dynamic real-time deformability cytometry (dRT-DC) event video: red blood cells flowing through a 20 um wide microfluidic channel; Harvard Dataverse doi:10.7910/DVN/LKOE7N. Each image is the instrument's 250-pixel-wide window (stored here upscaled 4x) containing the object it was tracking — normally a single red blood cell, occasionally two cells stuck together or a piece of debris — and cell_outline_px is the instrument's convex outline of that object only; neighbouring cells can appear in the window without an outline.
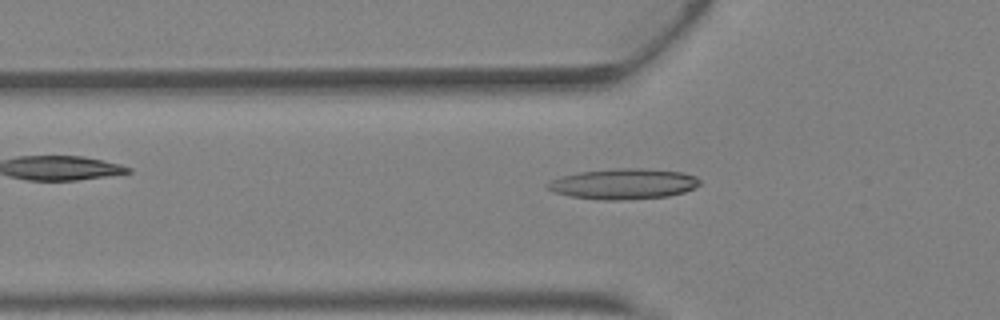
{"species": "Egyptian fruit bat (a non-hibernating species)", "species_latin": "Rousettus aegyptiacus", "temperature_condition": "warm", "stored_images_in_passage": 41, "camera_frame_rate_fps": 3000, "um_per_image_px": 0.085, "animal": {"sex": "female"}, "frame": {"image": 1, "passage_image": 14, "time_ms": 4.333, "image_size_px": [1000, 320], "cell_outline_px": [[700, 184], [684, 192], [668, 196], [620, 200], [600, 200], [572, 196], [552, 192], [544, 184], [552, 180], [564, 176], [580, 172], [616, 168], [640, 168], [680, 172], [696, 176], [700, 180]], "centroid_in_image_um": [52.99, 15.63], "position_along_channel_um": 72.8, "area_um2": 26.88}}
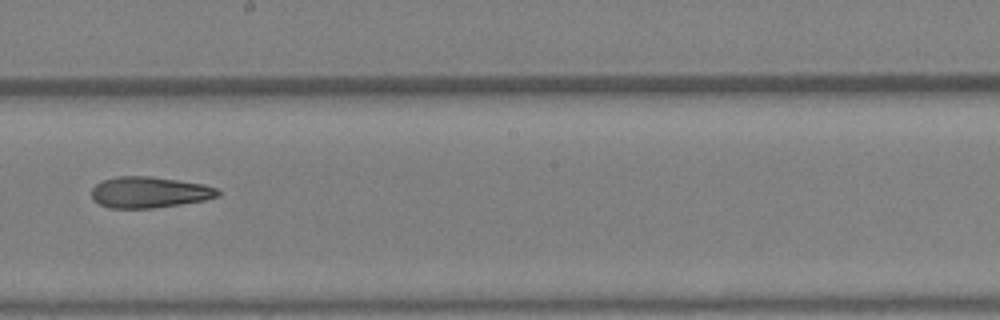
{"frame": {"image": 2, "passage_image": 24, "time_ms": 7.667, "image_size_px": [1000, 320], "cell_outline_px": [[220, 196], [204, 200], [180, 204], [152, 208], [108, 208], [100, 204], [92, 196], [92, 188], [96, 184], [104, 180], [116, 176], [152, 176], [204, 184], [216, 188], [220, 192]], "centroid_in_image_um": [12.71, 16.34], "position_along_channel_um": 235.5, "area_um2": 22.83}}
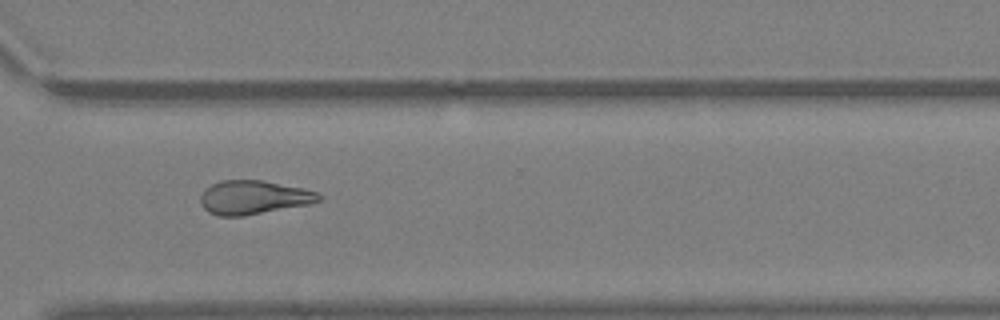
{"frame": {"image": 3, "passage_image": 31, "time_ms": 10.0, "image_size_px": [1000, 320], "cell_outline_px": [[320, 200], [312, 204], [244, 216], [220, 216], [208, 212], [200, 204], [200, 196], [204, 188], [220, 180], [260, 180], [304, 188], [316, 192], [320, 196]], "centroid_in_image_um": [21.53, 16.78], "position_along_channel_um": 349.1, "area_um2": 23.47}, "authors_computed_cell_mechanics": {"area_um2": 24.1026, "velocity_mm_per_s": 4.8691, "shape_relaxation_time_tau1_ms": null, "shape_relaxation_time_tau2_ms": 5.7368, "deformation_change_tau1": null, "deformation_change_tau2": 0.1906}}